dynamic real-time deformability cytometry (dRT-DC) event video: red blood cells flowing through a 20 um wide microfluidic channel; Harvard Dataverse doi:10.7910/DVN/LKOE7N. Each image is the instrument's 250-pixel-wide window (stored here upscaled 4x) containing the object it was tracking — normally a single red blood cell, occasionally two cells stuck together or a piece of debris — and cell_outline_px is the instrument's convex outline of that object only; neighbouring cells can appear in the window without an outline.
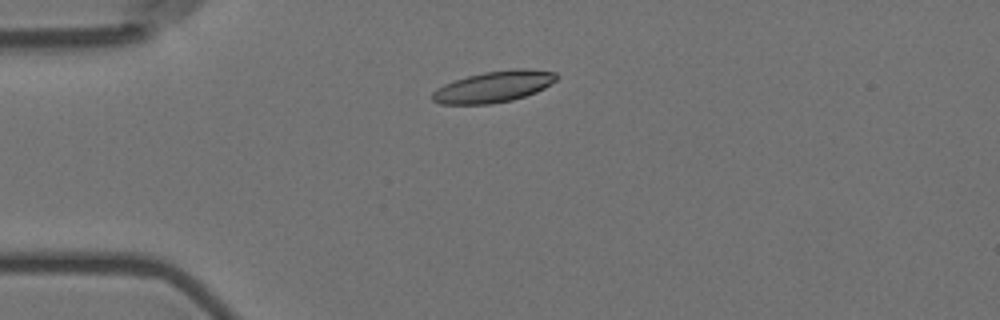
{"species": "Egyptian fruit bat (a non-hibernating species)", "species_latin": "Rousettus aegyptiacus", "temperature_condition": "room temperature", "stored_images_in_passage": 2, "camera_frame_rate_fps": 3000, "um_per_image_px": 0.085, "animal": {"sex": "female"}, "frame": {"image": 1, "passage_image": 1, "time_ms": 0.0, "image_size_px": [1000, 320], "cell_outline_px": [[560, 76], [556, 80], [544, 88], [536, 92], [512, 100], [492, 104], [440, 104], [432, 100], [432, 92], [436, 88], [444, 84], [468, 76], [484, 72], [516, 68], [524, 68], [556, 72]], "centroid_in_image_um": [41.98, 7.36], "position_along_channel_um": 43.0, "area_um2": 22.66}}